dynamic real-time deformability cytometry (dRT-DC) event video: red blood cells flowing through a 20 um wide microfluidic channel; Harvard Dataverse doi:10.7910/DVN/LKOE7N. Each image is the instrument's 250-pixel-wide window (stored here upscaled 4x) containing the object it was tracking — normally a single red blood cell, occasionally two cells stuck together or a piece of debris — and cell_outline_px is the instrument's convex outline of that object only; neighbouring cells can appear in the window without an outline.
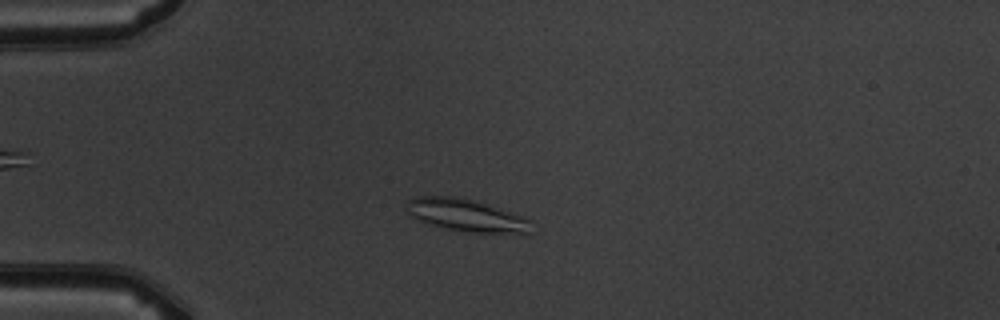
{"species": "common noctule bat (a hibernating species)", "species_latin": "Nyctalus noctula", "temperature_condition": "warm", "stored_images_in_passage": 4, "camera_frame_rate_fps": 3000, "um_per_image_px": 0.085, "animal": {"sex": "male", "body_mass_g": 19.5, "forearm_length_mm": 54.6}, "frame": {"image": 1, "passage_image": 3, "time_ms": 2.0, "image_size_px": [1000, 320], "cell_outline_px": [[532, 220], [528, 236], [472, 232], [436, 228], [412, 216], [408, 212], [408, 200], [416, 196], [460, 196], [476, 200], [488, 204]], "centroid_in_image_um": [39.7, 18.33], "position_along_channel_um": 45.3, "area_um2": 24.22}}